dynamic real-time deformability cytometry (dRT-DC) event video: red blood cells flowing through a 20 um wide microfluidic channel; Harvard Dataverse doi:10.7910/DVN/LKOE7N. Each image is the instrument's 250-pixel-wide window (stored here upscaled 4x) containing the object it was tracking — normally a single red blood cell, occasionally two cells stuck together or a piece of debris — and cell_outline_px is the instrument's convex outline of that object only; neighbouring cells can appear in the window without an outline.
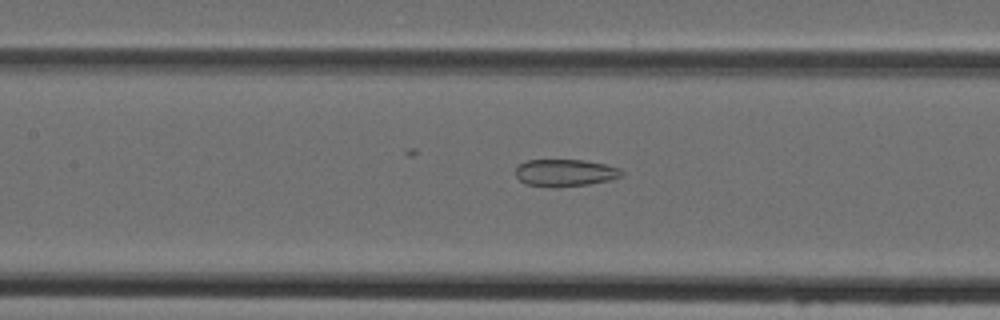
{"species": "Egyptian fruit bat (a non-hibernating species)", "species_latin": "Rousettus aegyptiacus", "temperature_condition": "cold", "stored_images_in_passage": 38, "camera_frame_rate_fps": 3000, "um_per_image_px": 0.085, "animal": {"sex": "female"}, "frame": {"image": 1, "passage_image": 18, "time_ms": 5.667, "image_size_px": [1000, 320], "cell_outline_px": [[624, 172], [620, 176], [608, 180], [588, 184], [556, 188], [552, 188], [524, 184], [516, 176], [516, 168], [524, 160], [584, 160], [604, 164], [620, 168]], "centroid_in_image_um": [47.99, 14.69], "position_along_channel_um": 159.4, "area_um2": 16.88}}
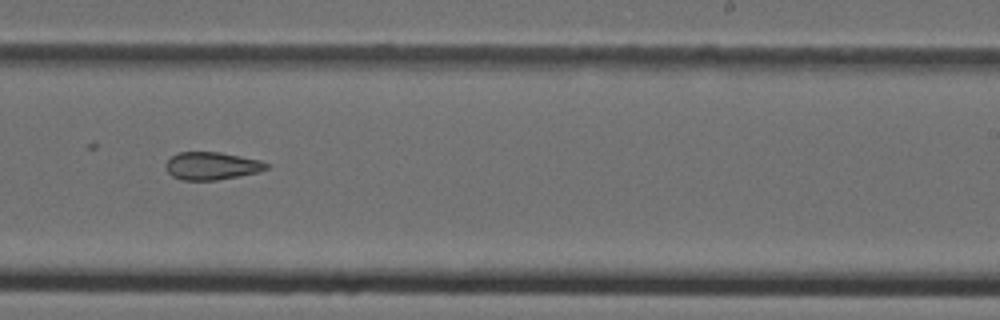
{"frame": {"image": 2, "passage_image": 26, "time_ms": 8.333, "image_size_px": [1000, 320], "cell_outline_px": [[268, 168], [260, 172], [240, 176], [216, 180], [180, 180], [172, 176], [168, 172], [164, 164], [172, 156], [180, 152], [220, 152], [260, 160], [268, 164]], "centroid_in_image_um": [18.0, 14.11], "position_along_channel_um": 271.0, "area_um2": 16.3}}
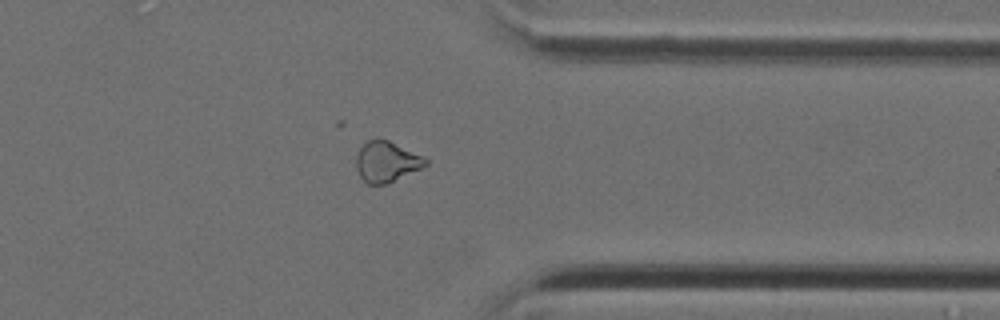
{"frame": {"image": 3, "passage_image": 34, "time_ms": 11.0, "image_size_px": [1000, 320], "cell_outline_px": [[428, 164], [388, 184], [368, 184], [360, 176], [356, 168], [356, 156], [360, 148], [368, 140], [376, 136], [380, 136], [428, 160]], "centroid_in_image_um": [32.81, 13.73], "position_along_channel_um": 378.6, "area_um2": 16.3}}